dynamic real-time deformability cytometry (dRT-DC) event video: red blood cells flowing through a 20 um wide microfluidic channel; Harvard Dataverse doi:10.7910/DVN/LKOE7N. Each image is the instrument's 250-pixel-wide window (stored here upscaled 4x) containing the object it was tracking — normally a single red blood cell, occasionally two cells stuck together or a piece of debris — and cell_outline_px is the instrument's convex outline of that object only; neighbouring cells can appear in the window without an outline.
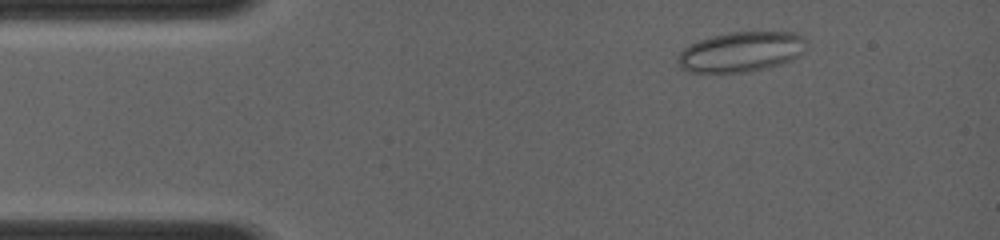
{"species": "common noctule bat (a hibernating species)", "species_latin": "Nyctalus noctula", "temperature_condition": "room temperature", "stored_images_in_passage": 8, "camera_frame_rate_fps": 4000, "um_per_image_px": 0.085, "animal": {"sex": "female", "body_mass_g": 19.0, "forearm_length_mm": 56.7}, "frame": {"image": 1, "passage_image": 4, "time_ms": 1.25, "image_size_px": [1000, 240], "cell_outline_px": [[808, 44], [804, 52], [800, 56], [792, 60], [768, 68], [748, 72], [688, 72], [680, 68], [676, 56], [684, 48], [700, 40], [712, 36], [732, 32], [796, 32], [804, 36], [808, 40]], "centroid_in_image_um": [63.06, 4.41], "position_along_channel_um": 21.9, "area_um2": 30.4}}
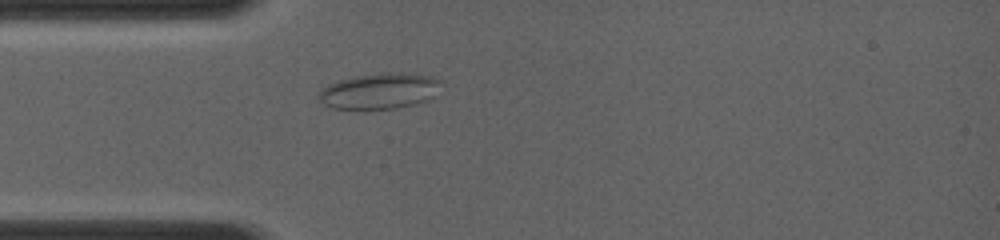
{"frame": {"image": 2, "passage_image": 8, "time_ms": 3.25, "image_size_px": [1000, 240], "cell_outline_px": [[440, 80], [432, 96], [428, 100], [396, 108], [332, 108], [324, 104], [316, 96], [316, 92], [320, 88], [336, 80], [352, 76], [380, 72], [392, 72], [432, 76]], "centroid_in_image_um": [32.14, 7.71], "position_along_channel_um": 52.9, "area_um2": 25.37}}